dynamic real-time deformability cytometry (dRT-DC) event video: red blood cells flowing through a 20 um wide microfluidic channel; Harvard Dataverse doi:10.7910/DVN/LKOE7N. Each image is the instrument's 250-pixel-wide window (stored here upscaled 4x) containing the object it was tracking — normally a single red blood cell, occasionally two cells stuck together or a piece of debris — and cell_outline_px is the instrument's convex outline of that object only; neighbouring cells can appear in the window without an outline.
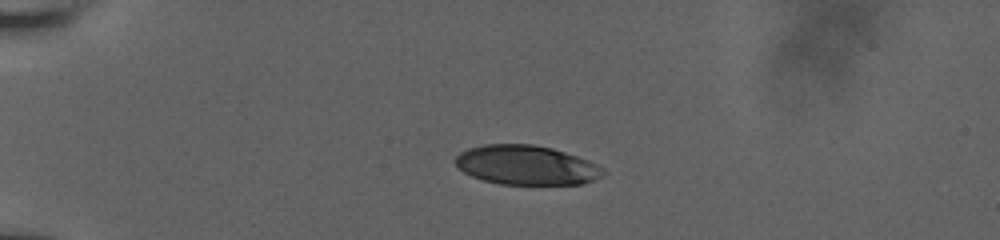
{"species": "human", "species_latin": "Homo sapiens", "temperature_condition": "room temperature", "stored_images_in_passage": 25, "camera_frame_rate_fps": 3000, "um_per_image_px": 0.085, "donor": {"sex": "male"}, "frame": {"image": 1, "passage_image": 1, "time_ms": 0.0, "image_size_px": [1000, 240], "cell_outline_px": [[604, 172], [600, 176], [592, 180], [580, 184], [500, 184], [484, 180], [472, 176], [464, 172], [456, 164], [456, 156], [460, 152], [468, 148], [484, 144], [532, 144], [552, 148], [588, 160], [604, 168]], "centroid_in_image_um": [44.72, 14.03], "position_along_channel_um": 40.3, "area_um2": 33.64}}
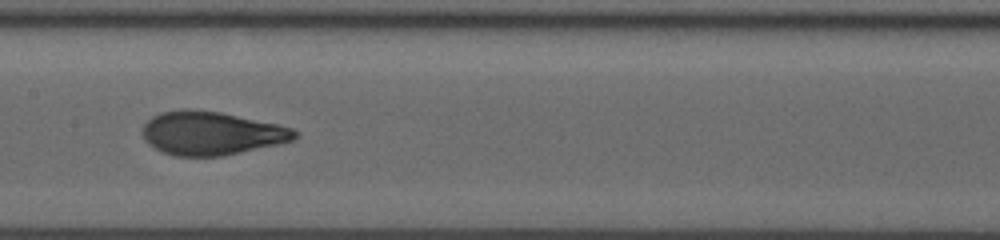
{"frame": {"image": 2, "passage_image": 15, "time_ms": 5.333, "image_size_px": [1000, 240], "cell_outline_px": [[296, 136], [292, 140], [276, 144], [240, 152], [220, 156], [176, 156], [164, 152], [148, 144], [144, 140], [144, 124], [152, 116], [160, 112], [184, 108], [220, 112], [276, 124], [292, 128], [296, 132]], "centroid_in_image_um": [17.91, 11.31], "position_along_channel_um": 189.5, "area_um2": 38.03}}
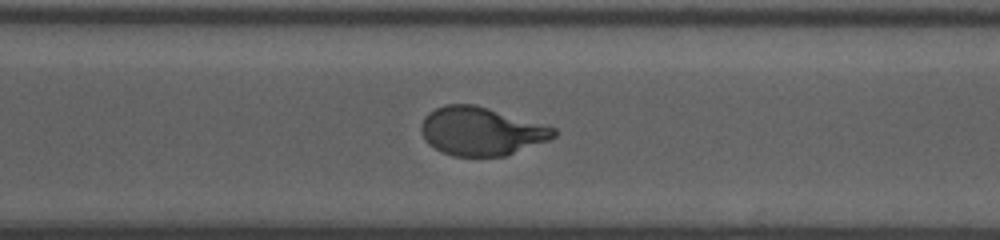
{"frame": {"image": 3, "passage_image": 25, "time_ms": 9.0, "image_size_px": [1000, 240], "cell_outline_px": [[556, 136], [548, 140], [504, 156], [452, 156], [440, 152], [428, 144], [420, 132], [420, 124], [424, 116], [428, 112], [444, 104], [476, 104], [556, 128]], "centroid_in_image_um": [40.84, 11.15], "position_along_channel_um": 329.8, "area_um2": 37.45}}